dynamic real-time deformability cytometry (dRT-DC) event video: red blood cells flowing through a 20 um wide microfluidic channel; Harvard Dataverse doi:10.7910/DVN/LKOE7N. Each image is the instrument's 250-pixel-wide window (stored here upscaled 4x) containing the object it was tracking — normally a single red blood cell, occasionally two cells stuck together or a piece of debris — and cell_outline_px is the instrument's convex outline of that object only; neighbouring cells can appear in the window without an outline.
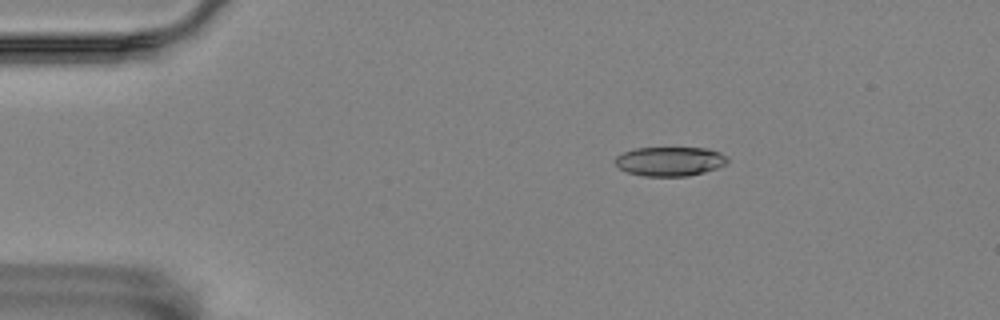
{"species": "Egyptian fruit bat (a non-hibernating species)", "species_latin": "Rousettus aegyptiacus", "temperature_condition": "room temperature", "stored_images_in_passage": 6, "camera_frame_rate_fps": 3000, "um_per_image_px": 0.085, "animal": {"sex": "female"}, "frame": {"image": 1, "passage_image": 1, "time_ms": 0.0, "image_size_px": [1000, 320], "cell_outline_px": [[728, 164], [704, 172], [688, 176], [644, 176], [628, 172], [620, 168], [616, 164], [616, 156], [624, 152], [636, 148], [708, 148], [720, 152], [728, 156]], "centroid_in_image_um": [56.99, 13.71], "position_along_channel_um": 28.0, "area_um2": 19.13}}
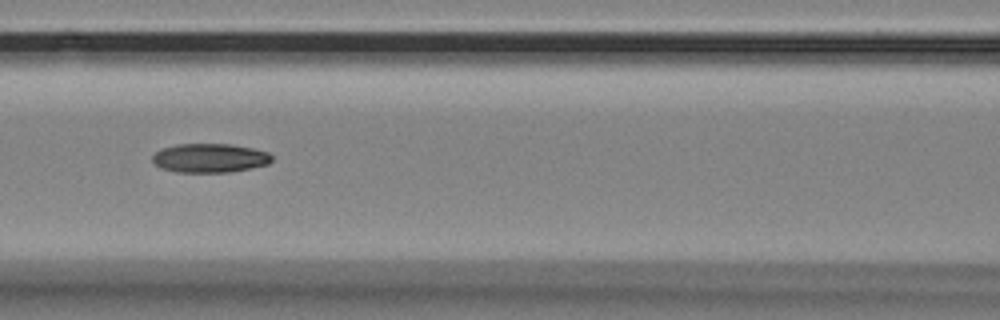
{"frame": {"image": 2, "passage_image": 5, "time_ms": 1.333, "image_size_px": [1000, 320], "cell_outline_px": [[272, 160], [268, 164], [228, 172], [176, 172], [160, 168], [152, 160], [152, 156], [160, 148], [176, 144], [232, 144], [252, 148], [268, 152], [272, 156]], "centroid_in_image_um": [17.8, 13.42], "position_along_channel_um": 148.8, "area_um2": 20.17}}
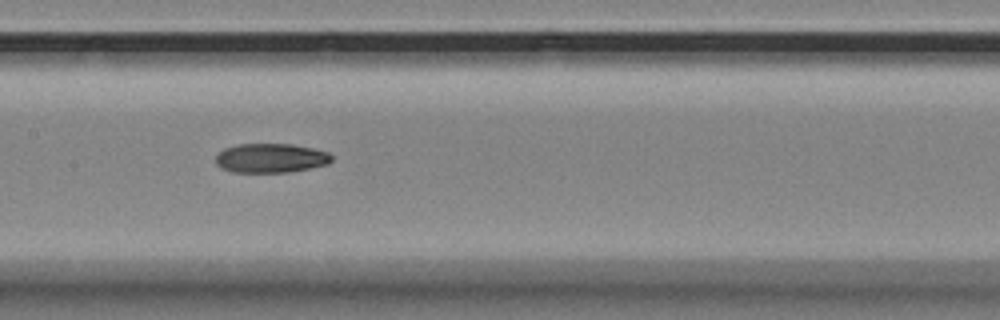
{"frame": {"image": 3, "passage_image": 6, "time_ms": 1.667, "image_size_px": [1000, 320], "cell_outline_px": [[332, 160], [328, 164], [288, 172], [232, 172], [220, 168], [216, 164], [216, 156], [224, 148], [240, 144], [292, 144], [312, 148], [328, 152], [332, 156]], "centroid_in_image_um": [23.0, 13.44], "position_along_channel_um": 184.4, "area_um2": 19.71}}